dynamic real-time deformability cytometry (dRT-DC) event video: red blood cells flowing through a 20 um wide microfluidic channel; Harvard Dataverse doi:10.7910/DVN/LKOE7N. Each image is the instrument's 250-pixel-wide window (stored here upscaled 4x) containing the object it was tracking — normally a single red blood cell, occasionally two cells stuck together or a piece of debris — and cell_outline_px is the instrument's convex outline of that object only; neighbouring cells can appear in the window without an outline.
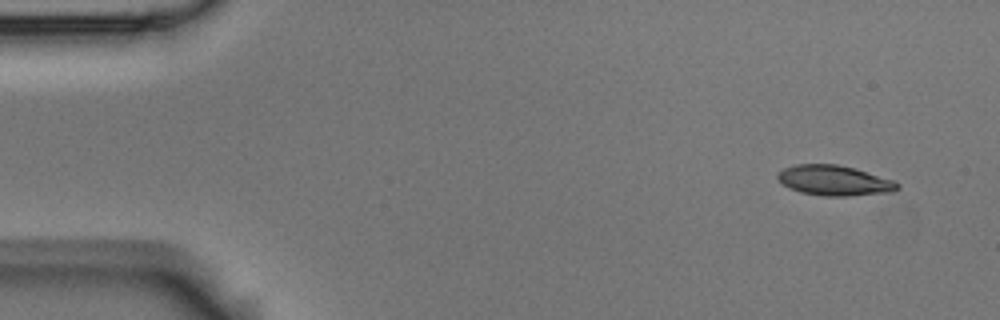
{"species": "Egyptian fruit bat (a non-hibernating species)", "species_latin": "Rousettus aegyptiacus", "temperature_condition": "room temperature", "stored_images_in_passage": 3, "camera_frame_rate_fps": 3000, "um_per_image_px": 0.085, "animal": {"sex": "male"}, "frame": {"image": 1, "passage_image": 1, "time_ms": 0.0, "image_size_px": [1000, 320], "cell_outline_px": [[900, 188], [892, 192], [848, 196], [824, 196], [800, 192], [788, 188], [776, 176], [776, 172], [784, 168], [796, 164], [836, 164], [856, 168], [892, 180], [900, 184]], "centroid_in_image_um": [70.91, 15.34], "position_along_channel_um": 14.1, "area_um2": 21.15}}
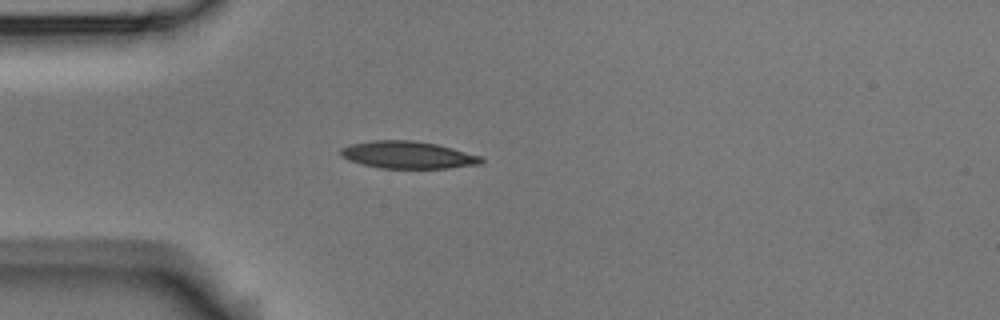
{"frame": {"image": 2, "passage_image": 3, "time_ms": 0.667, "image_size_px": [1000, 320], "cell_outline_px": [[484, 164], [448, 168], [380, 168], [360, 164], [348, 160], [340, 156], [340, 148], [348, 144], [372, 140], [412, 140], [436, 144], [452, 148], [480, 156], [484, 160]], "centroid_in_image_um": [34.63, 13.17], "position_along_channel_um": 50.4, "area_um2": 22.54}}